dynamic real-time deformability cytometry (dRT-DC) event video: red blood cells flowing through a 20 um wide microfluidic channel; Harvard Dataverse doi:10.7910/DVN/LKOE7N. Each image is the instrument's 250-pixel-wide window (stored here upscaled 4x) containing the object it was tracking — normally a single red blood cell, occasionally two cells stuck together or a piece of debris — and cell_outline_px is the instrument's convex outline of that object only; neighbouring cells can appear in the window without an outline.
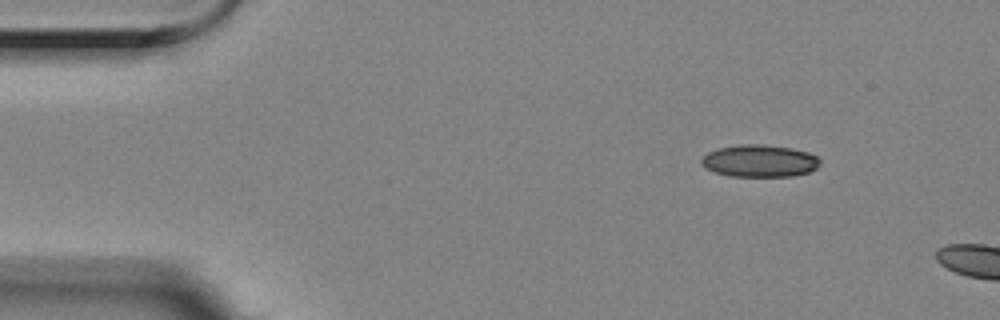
{"species": "Egyptian fruit bat (a non-hibernating species)", "species_latin": "Rousettus aegyptiacus", "temperature_condition": "room temperature", "stored_images_in_passage": 4, "camera_frame_rate_fps": 3000, "um_per_image_px": 0.085, "animal": {"sex": "female"}, "frame": {"image": 1, "passage_image": 1, "time_ms": 0.0, "image_size_px": [1000, 320], "cell_outline_px": [[820, 164], [816, 168], [808, 172], [792, 176], [728, 176], [704, 168], [700, 164], [700, 160], [708, 152], [720, 148], [740, 144], [764, 144], [792, 148], [808, 152], [816, 156], [820, 160]], "centroid_in_image_um": [64.55, 13.67], "position_along_channel_um": 20.4, "area_um2": 22.31}}